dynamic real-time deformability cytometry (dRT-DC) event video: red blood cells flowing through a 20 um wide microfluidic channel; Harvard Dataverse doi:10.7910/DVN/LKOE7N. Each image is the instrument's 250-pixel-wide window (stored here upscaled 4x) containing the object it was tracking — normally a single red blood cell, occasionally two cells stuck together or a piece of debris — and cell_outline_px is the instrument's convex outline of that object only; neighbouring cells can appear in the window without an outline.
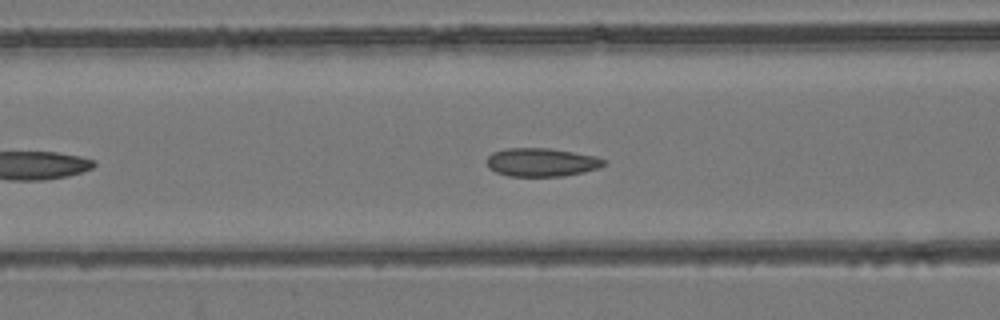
{"species": "common noctule bat (a hibernating species)", "species_latin": "Nyctalus noctula", "temperature_condition": "room temperature", "stored_images_in_passage": 18, "camera_frame_rate_fps": 3000, "um_per_image_px": 0.085, "animal": {"sex": "female", "body_mass_g": 24.6, "forearm_length_mm": 56.2}, "frame": {"image": 1, "passage_image": 11, "time_ms": 3.333, "image_size_px": [1000, 320], "cell_outline_px": [[608, 160], [604, 164], [596, 168], [584, 172], [564, 176], [508, 176], [496, 172], [488, 168], [488, 156], [492, 152], [504, 148], [548, 148], [596, 156]], "centroid_in_image_um": [46.01, 13.79], "position_along_channel_um": 120.6, "area_um2": 19.36}}
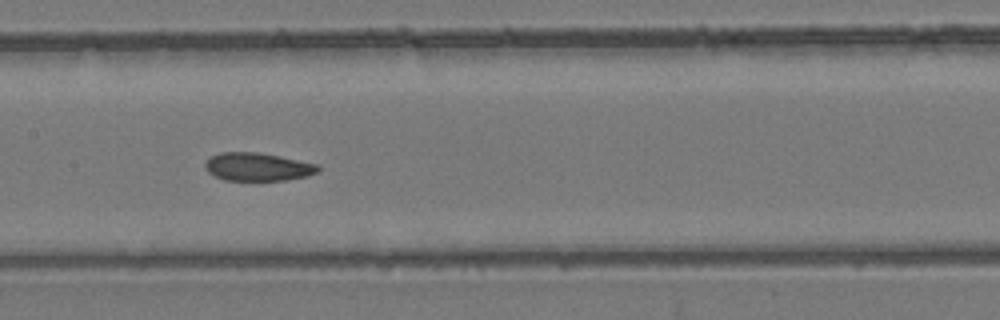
{"frame": {"image": 2, "passage_image": 16, "time_ms": 5.0, "image_size_px": [1000, 320], "cell_outline_px": [[320, 168], [316, 172], [308, 176], [284, 180], [224, 180], [208, 172], [204, 164], [212, 156], [220, 152], [260, 152], [316, 164]], "centroid_in_image_um": [21.89, 14.18], "position_along_channel_um": 185.5, "area_um2": 18.26}}